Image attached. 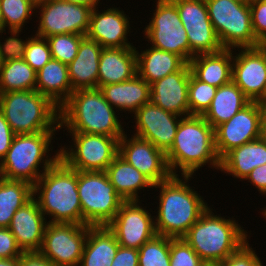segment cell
Returning <instances> with one entry per match:
<instances>
[{
  "instance_id": "c3c4849f",
  "label": "cell",
  "mask_w": 266,
  "mask_h": 266,
  "mask_svg": "<svg viewBox=\"0 0 266 266\" xmlns=\"http://www.w3.org/2000/svg\"><path fill=\"white\" fill-rule=\"evenodd\" d=\"M20 266H55L40 252H23L20 256Z\"/></svg>"
},
{
  "instance_id": "ac0fdd59",
  "label": "cell",
  "mask_w": 266,
  "mask_h": 266,
  "mask_svg": "<svg viewBox=\"0 0 266 266\" xmlns=\"http://www.w3.org/2000/svg\"><path fill=\"white\" fill-rule=\"evenodd\" d=\"M260 138V102H250L230 120L215 128V147L220 160L232 149Z\"/></svg>"
},
{
  "instance_id": "7c38bea8",
  "label": "cell",
  "mask_w": 266,
  "mask_h": 266,
  "mask_svg": "<svg viewBox=\"0 0 266 266\" xmlns=\"http://www.w3.org/2000/svg\"><path fill=\"white\" fill-rule=\"evenodd\" d=\"M156 8L144 36L152 47L181 56L190 62V47L176 5L171 0H156Z\"/></svg>"
},
{
  "instance_id": "d590c367",
  "label": "cell",
  "mask_w": 266,
  "mask_h": 266,
  "mask_svg": "<svg viewBox=\"0 0 266 266\" xmlns=\"http://www.w3.org/2000/svg\"><path fill=\"white\" fill-rule=\"evenodd\" d=\"M138 251L139 266H170V237L156 234Z\"/></svg>"
},
{
  "instance_id": "f35d334b",
  "label": "cell",
  "mask_w": 266,
  "mask_h": 266,
  "mask_svg": "<svg viewBox=\"0 0 266 266\" xmlns=\"http://www.w3.org/2000/svg\"><path fill=\"white\" fill-rule=\"evenodd\" d=\"M24 60L37 72L52 59L46 38L36 35L28 37Z\"/></svg>"
},
{
  "instance_id": "5bb4252c",
  "label": "cell",
  "mask_w": 266,
  "mask_h": 266,
  "mask_svg": "<svg viewBox=\"0 0 266 266\" xmlns=\"http://www.w3.org/2000/svg\"><path fill=\"white\" fill-rule=\"evenodd\" d=\"M187 34L190 60L199 54L223 49L208 15L205 0H171Z\"/></svg>"
},
{
  "instance_id": "f1b7e54d",
  "label": "cell",
  "mask_w": 266,
  "mask_h": 266,
  "mask_svg": "<svg viewBox=\"0 0 266 266\" xmlns=\"http://www.w3.org/2000/svg\"><path fill=\"white\" fill-rule=\"evenodd\" d=\"M119 243L107 226H89L79 266H111Z\"/></svg>"
},
{
  "instance_id": "8992f818",
  "label": "cell",
  "mask_w": 266,
  "mask_h": 266,
  "mask_svg": "<svg viewBox=\"0 0 266 266\" xmlns=\"http://www.w3.org/2000/svg\"><path fill=\"white\" fill-rule=\"evenodd\" d=\"M0 111L15 135L60 129L59 107L36 90L0 93Z\"/></svg>"
},
{
  "instance_id": "f6af8a7d",
  "label": "cell",
  "mask_w": 266,
  "mask_h": 266,
  "mask_svg": "<svg viewBox=\"0 0 266 266\" xmlns=\"http://www.w3.org/2000/svg\"><path fill=\"white\" fill-rule=\"evenodd\" d=\"M139 251L134 248L118 247L111 266H139Z\"/></svg>"
},
{
  "instance_id": "9f6ffc18",
  "label": "cell",
  "mask_w": 266,
  "mask_h": 266,
  "mask_svg": "<svg viewBox=\"0 0 266 266\" xmlns=\"http://www.w3.org/2000/svg\"><path fill=\"white\" fill-rule=\"evenodd\" d=\"M261 46L265 49V51H266V42H264V43H261Z\"/></svg>"
},
{
  "instance_id": "83f0119b",
  "label": "cell",
  "mask_w": 266,
  "mask_h": 266,
  "mask_svg": "<svg viewBox=\"0 0 266 266\" xmlns=\"http://www.w3.org/2000/svg\"><path fill=\"white\" fill-rule=\"evenodd\" d=\"M35 90L60 108L73 92L67 64L55 59L46 63L36 72Z\"/></svg>"
},
{
  "instance_id": "d6a6232c",
  "label": "cell",
  "mask_w": 266,
  "mask_h": 266,
  "mask_svg": "<svg viewBox=\"0 0 266 266\" xmlns=\"http://www.w3.org/2000/svg\"><path fill=\"white\" fill-rule=\"evenodd\" d=\"M33 198V186L0 176V228H9L13 215Z\"/></svg>"
},
{
  "instance_id": "f546056e",
  "label": "cell",
  "mask_w": 266,
  "mask_h": 266,
  "mask_svg": "<svg viewBox=\"0 0 266 266\" xmlns=\"http://www.w3.org/2000/svg\"><path fill=\"white\" fill-rule=\"evenodd\" d=\"M116 193L124 200H140L138 192L154 184L139 170L117 155L105 171Z\"/></svg>"
},
{
  "instance_id": "484cf974",
  "label": "cell",
  "mask_w": 266,
  "mask_h": 266,
  "mask_svg": "<svg viewBox=\"0 0 266 266\" xmlns=\"http://www.w3.org/2000/svg\"><path fill=\"white\" fill-rule=\"evenodd\" d=\"M106 101L117 111L133 114L150 102V84L136 74L132 79L99 87Z\"/></svg>"
},
{
  "instance_id": "8fae6325",
  "label": "cell",
  "mask_w": 266,
  "mask_h": 266,
  "mask_svg": "<svg viewBox=\"0 0 266 266\" xmlns=\"http://www.w3.org/2000/svg\"><path fill=\"white\" fill-rule=\"evenodd\" d=\"M39 27L36 36L47 38L57 34H77L86 36L93 8L63 0H37Z\"/></svg>"
},
{
  "instance_id": "7402d4cb",
  "label": "cell",
  "mask_w": 266,
  "mask_h": 266,
  "mask_svg": "<svg viewBox=\"0 0 266 266\" xmlns=\"http://www.w3.org/2000/svg\"><path fill=\"white\" fill-rule=\"evenodd\" d=\"M47 220L34 197L13 215L10 231L22 252H39Z\"/></svg>"
},
{
  "instance_id": "ba28073f",
  "label": "cell",
  "mask_w": 266,
  "mask_h": 266,
  "mask_svg": "<svg viewBox=\"0 0 266 266\" xmlns=\"http://www.w3.org/2000/svg\"><path fill=\"white\" fill-rule=\"evenodd\" d=\"M77 188L82 225L107 226L124 201L116 193L105 171H78Z\"/></svg>"
},
{
  "instance_id": "5b68a950",
  "label": "cell",
  "mask_w": 266,
  "mask_h": 266,
  "mask_svg": "<svg viewBox=\"0 0 266 266\" xmlns=\"http://www.w3.org/2000/svg\"><path fill=\"white\" fill-rule=\"evenodd\" d=\"M212 210L209 207L182 238L204 262L219 263L248 241V232L234 218L225 219Z\"/></svg>"
},
{
  "instance_id": "d6986e66",
  "label": "cell",
  "mask_w": 266,
  "mask_h": 266,
  "mask_svg": "<svg viewBox=\"0 0 266 266\" xmlns=\"http://www.w3.org/2000/svg\"><path fill=\"white\" fill-rule=\"evenodd\" d=\"M134 115L136 119L134 136L150 141L166 153L174 143L179 119L183 117L165 111L151 101L142 105Z\"/></svg>"
},
{
  "instance_id": "11a10c76",
  "label": "cell",
  "mask_w": 266,
  "mask_h": 266,
  "mask_svg": "<svg viewBox=\"0 0 266 266\" xmlns=\"http://www.w3.org/2000/svg\"><path fill=\"white\" fill-rule=\"evenodd\" d=\"M256 1H259V0H243V2L247 3V4H251V3L256 2Z\"/></svg>"
},
{
  "instance_id": "7a4b0ae2",
  "label": "cell",
  "mask_w": 266,
  "mask_h": 266,
  "mask_svg": "<svg viewBox=\"0 0 266 266\" xmlns=\"http://www.w3.org/2000/svg\"><path fill=\"white\" fill-rule=\"evenodd\" d=\"M172 175L179 170L183 176H194L204 165L220 170V158L215 147V129L203 116L190 115L180 119L175 140L166 152Z\"/></svg>"
},
{
  "instance_id": "e575fe53",
  "label": "cell",
  "mask_w": 266,
  "mask_h": 266,
  "mask_svg": "<svg viewBox=\"0 0 266 266\" xmlns=\"http://www.w3.org/2000/svg\"><path fill=\"white\" fill-rule=\"evenodd\" d=\"M36 0H0V9L5 28L23 30V26L31 19L36 7Z\"/></svg>"
},
{
  "instance_id": "3957f363",
  "label": "cell",
  "mask_w": 266,
  "mask_h": 266,
  "mask_svg": "<svg viewBox=\"0 0 266 266\" xmlns=\"http://www.w3.org/2000/svg\"><path fill=\"white\" fill-rule=\"evenodd\" d=\"M77 184L78 171L59 158L33 185V197L44 216L51 217L49 223L82 225Z\"/></svg>"
},
{
  "instance_id": "816d5d0a",
  "label": "cell",
  "mask_w": 266,
  "mask_h": 266,
  "mask_svg": "<svg viewBox=\"0 0 266 266\" xmlns=\"http://www.w3.org/2000/svg\"><path fill=\"white\" fill-rule=\"evenodd\" d=\"M67 2L77 3V4H85L90 6L91 8H96L100 3V0H63Z\"/></svg>"
},
{
  "instance_id": "ffe728a7",
  "label": "cell",
  "mask_w": 266,
  "mask_h": 266,
  "mask_svg": "<svg viewBox=\"0 0 266 266\" xmlns=\"http://www.w3.org/2000/svg\"><path fill=\"white\" fill-rule=\"evenodd\" d=\"M191 69L186 63L179 71L168 74L150 85V101L165 111L181 117L190 116L188 86Z\"/></svg>"
},
{
  "instance_id": "74e56055",
  "label": "cell",
  "mask_w": 266,
  "mask_h": 266,
  "mask_svg": "<svg viewBox=\"0 0 266 266\" xmlns=\"http://www.w3.org/2000/svg\"><path fill=\"white\" fill-rule=\"evenodd\" d=\"M83 37L84 35L77 34H57L47 37L52 59L67 65L71 63L78 53Z\"/></svg>"
},
{
  "instance_id": "e0dca14e",
  "label": "cell",
  "mask_w": 266,
  "mask_h": 266,
  "mask_svg": "<svg viewBox=\"0 0 266 266\" xmlns=\"http://www.w3.org/2000/svg\"><path fill=\"white\" fill-rule=\"evenodd\" d=\"M118 155L145 175L154 185L172 176L166 153L150 141L134 135L128 138L124 134L119 139Z\"/></svg>"
},
{
  "instance_id": "ab89813d",
  "label": "cell",
  "mask_w": 266,
  "mask_h": 266,
  "mask_svg": "<svg viewBox=\"0 0 266 266\" xmlns=\"http://www.w3.org/2000/svg\"><path fill=\"white\" fill-rule=\"evenodd\" d=\"M203 263L183 238H170V266H202Z\"/></svg>"
},
{
  "instance_id": "4dcf8cb0",
  "label": "cell",
  "mask_w": 266,
  "mask_h": 266,
  "mask_svg": "<svg viewBox=\"0 0 266 266\" xmlns=\"http://www.w3.org/2000/svg\"><path fill=\"white\" fill-rule=\"evenodd\" d=\"M145 50L141 53L136 50L137 74L150 85L168 74L179 71L187 63L179 55L152 46Z\"/></svg>"
},
{
  "instance_id": "30bf717a",
  "label": "cell",
  "mask_w": 266,
  "mask_h": 266,
  "mask_svg": "<svg viewBox=\"0 0 266 266\" xmlns=\"http://www.w3.org/2000/svg\"><path fill=\"white\" fill-rule=\"evenodd\" d=\"M68 133L72 136L74 146L68 148L61 145L60 158L76 171H106L118 155L119 140L115 137L80 132Z\"/></svg>"
},
{
  "instance_id": "8d00e7d4",
  "label": "cell",
  "mask_w": 266,
  "mask_h": 266,
  "mask_svg": "<svg viewBox=\"0 0 266 266\" xmlns=\"http://www.w3.org/2000/svg\"><path fill=\"white\" fill-rule=\"evenodd\" d=\"M217 87L198 80L190 74L188 86V103L190 115L202 116L209 108Z\"/></svg>"
},
{
  "instance_id": "4316f807",
  "label": "cell",
  "mask_w": 266,
  "mask_h": 266,
  "mask_svg": "<svg viewBox=\"0 0 266 266\" xmlns=\"http://www.w3.org/2000/svg\"><path fill=\"white\" fill-rule=\"evenodd\" d=\"M266 164V141L258 138L229 151L220 162V171L245 180L250 172Z\"/></svg>"
},
{
  "instance_id": "db71d44e",
  "label": "cell",
  "mask_w": 266,
  "mask_h": 266,
  "mask_svg": "<svg viewBox=\"0 0 266 266\" xmlns=\"http://www.w3.org/2000/svg\"><path fill=\"white\" fill-rule=\"evenodd\" d=\"M202 266H218V263H207V262H204L202 264Z\"/></svg>"
},
{
  "instance_id": "ee69618b",
  "label": "cell",
  "mask_w": 266,
  "mask_h": 266,
  "mask_svg": "<svg viewBox=\"0 0 266 266\" xmlns=\"http://www.w3.org/2000/svg\"><path fill=\"white\" fill-rule=\"evenodd\" d=\"M9 228H0V258H16L22 255Z\"/></svg>"
},
{
  "instance_id": "277c9868",
  "label": "cell",
  "mask_w": 266,
  "mask_h": 266,
  "mask_svg": "<svg viewBox=\"0 0 266 266\" xmlns=\"http://www.w3.org/2000/svg\"><path fill=\"white\" fill-rule=\"evenodd\" d=\"M114 109L99 88L75 90L59 108L60 129L66 127L67 132L105 135L119 140L126 132Z\"/></svg>"
},
{
  "instance_id": "cb8c5ba5",
  "label": "cell",
  "mask_w": 266,
  "mask_h": 266,
  "mask_svg": "<svg viewBox=\"0 0 266 266\" xmlns=\"http://www.w3.org/2000/svg\"><path fill=\"white\" fill-rule=\"evenodd\" d=\"M103 47L84 36L76 57L67 65L72 90L97 88L99 57Z\"/></svg>"
},
{
  "instance_id": "6da1fadb",
  "label": "cell",
  "mask_w": 266,
  "mask_h": 266,
  "mask_svg": "<svg viewBox=\"0 0 266 266\" xmlns=\"http://www.w3.org/2000/svg\"><path fill=\"white\" fill-rule=\"evenodd\" d=\"M191 178L172 175L168 180L154 185L160 188L158 213L154 216L157 235L182 238L209 208L203 197L187 183Z\"/></svg>"
},
{
  "instance_id": "603a6c76",
  "label": "cell",
  "mask_w": 266,
  "mask_h": 266,
  "mask_svg": "<svg viewBox=\"0 0 266 266\" xmlns=\"http://www.w3.org/2000/svg\"><path fill=\"white\" fill-rule=\"evenodd\" d=\"M136 74V47L102 49L99 57L97 88L128 81Z\"/></svg>"
},
{
  "instance_id": "6f0895ef",
  "label": "cell",
  "mask_w": 266,
  "mask_h": 266,
  "mask_svg": "<svg viewBox=\"0 0 266 266\" xmlns=\"http://www.w3.org/2000/svg\"><path fill=\"white\" fill-rule=\"evenodd\" d=\"M262 215H263V217L266 218V209H265V208H264V210H263V212H262Z\"/></svg>"
},
{
  "instance_id": "4fadbf2b",
  "label": "cell",
  "mask_w": 266,
  "mask_h": 266,
  "mask_svg": "<svg viewBox=\"0 0 266 266\" xmlns=\"http://www.w3.org/2000/svg\"><path fill=\"white\" fill-rule=\"evenodd\" d=\"M88 225L47 223L39 252L55 266H79Z\"/></svg>"
},
{
  "instance_id": "1f68e13d",
  "label": "cell",
  "mask_w": 266,
  "mask_h": 266,
  "mask_svg": "<svg viewBox=\"0 0 266 266\" xmlns=\"http://www.w3.org/2000/svg\"><path fill=\"white\" fill-rule=\"evenodd\" d=\"M250 102L242 90L230 81L217 88L208 110L202 116L215 129L221 123L230 120Z\"/></svg>"
},
{
  "instance_id": "f907efd6",
  "label": "cell",
  "mask_w": 266,
  "mask_h": 266,
  "mask_svg": "<svg viewBox=\"0 0 266 266\" xmlns=\"http://www.w3.org/2000/svg\"><path fill=\"white\" fill-rule=\"evenodd\" d=\"M0 266H20V257L0 258Z\"/></svg>"
},
{
  "instance_id": "b9f144b4",
  "label": "cell",
  "mask_w": 266,
  "mask_h": 266,
  "mask_svg": "<svg viewBox=\"0 0 266 266\" xmlns=\"http://www.w3.org/2000/svg\"><path fill=\"white\" fill-rule=\"evenodd\" d=\"M249 241L243 244L236 252L226 260L219 262L218 266H263L256 252L250 247Z\"/></svg>"
},
{
  "instance_id": "d4e9b609",
  "label": "cell",
  "mask_w": 266,
  "mask_h": 266,
  "mask_svg": "<svg viewBox=\"0 0 266 266\" xmlns=\"http://www.w3.org/2000/svg\"><path fill=\"white\" fill-rule=\"evenodd\" d=\"M233 49L199 54L190 62L191 73L200 81L220 87L232 81Z\"/></svg>"
},
{
  "instance_id": "2e32d148",
  "label": "cell",
  "mask_w": 266,
  "mask_h": 266,
  "mask_svg": "<svg viewBox=\"0 0 266 266\" xmlns=\"http://www.w3.org/2000/svg\"><path fill=\"white\" fill-rule=\"evenodd\" d=\"M233 56L232 81L251 102H266V51L258 47L240 48Z\"/></svg>"
},
{
  "instance_id": "681fc988",
  "label": "cell",
  "mask_w": 266,
  "mask_h": 266,
  "mask_svg": "<svg viewBox=\"0 0 266 266\" xmlns=\"http://www.w3.org/2000/svg\"><path fill=\"white\" fill-rule=\"evenodd\" d=\"M260 138L266 141V102H260Z\"/></svg>"
},
{
  "instance_id": "7dc6e473",
  "label": "cell",
  "mask_w": 266,
  "mask_h": 266,
  "mask_svg": "<svg viewBox=\"0 0 266 266\" xmlns=\"http://www.w3.org/2000/svg\"><path fill=\"white\" fill-rule=\"evenodd\" d=\"M245 180H248L262 195L266 196V164L253 169Z\"/></svg>"
},
{
  "instance_id": "60d3db41",
  "label": "cell",
  "mask_w": 266,
  "mask_h": 266,
  "mask_svg": "<svg viewBox=\"0 0 266 266\" xmlns=\"http://www.w3.org/2000/svg\"><path fill=\"white\" fill-rule=\"evenodd\" d=\"M22 30L11 29L10 37L5 38L4 42H0V59L1 62L15 59H24L25 49L28 40L26 41L19 38V33ZM1 33V32H0ZM1 41V39H0Z\"/></svg>"
},
{
  "instance_id": "f5cc1de1",
  "label": "cell",
  "mask_w": 266,
  "mask_h": 266,
  "mask_svg": "<svg viewBox=\"0 0 266 266\" xmlns=\"http://www.w3.org/2000/svg\"><path fill=\"white\" fill-rule=\"evenodd\" d=\"M5 31H6V29L4 30V25H3V20H2V14H1V9H0V32L2 34Z\"/></svg>"
},
{
  "instance_id": "836d02e7",
  "label": "cell",
  "mask_w": 266,
  "mask_h": 266,
  "mask_svg": "<svg viewBox=\"0 0 266 266\" xmlns=\"http://www.w3.org/2000/svg\"><path fill=\"white\" fill-rule=\"evenodd\" d=\"M36 71L24 60L2 62L0 66V93L35 90Z\"/></svg>"
},
{
  "instance_id": "9c48e42d",
  "label": "cell",
  "mask_w": 266,
  "mask_h": 266,
  "mask_svg": "<svg viewBox=\"0 0 266 266\" xmlns=\"http://www.w3.org/2000/svg\"><path fill=\"white\" fill-rule=\"evenodd\" d=\"M210 21L223 48L258 47L250 6L237 0H205Z\"/></svg>"
},
{
  "instance_id": "52a82bcc",
  "label": "cell",
  "mask_w": 266,
  "mask_h": 266,
  "mask_svg": "<svg viewBox=\"0 0 266 266\" xmlns=\"http://www.w3.org/2000/svg\"><path fill=\"white\" fill-rule=\"evenodd\" d=\"M55 132L15 135L11 146L0 163V176L20 180L32 186L59 158L60 150L50 157L49 146ZM50 157V158H49ZM43 163L42 171L39 166ZM40 164V165H39ZM41 172V173H40Z\"/></svg>"
},
{
  "instance_id": "9a60e30c",
  "label": "cell",
  "mask_w": 266,
  "mask_h": 266,
  "mask_svg": "<svg viewBox=\"0 0 266 266\" xmlns=\"http://www.w3.org/2000/svg\"><path fill=\"white\" fill-rule=\"evenodd\" d=\"M107 227L115 234L120 246L139 249L156 235L154 216L140 206L139 200L123 201Z\"/></svg>"
},
{
  "instance_id": "7bdbcfd3",
  "label": "cell",
  "mask_w": 266,
  "mask_h": 266,
  "mask_svg": "<svg viewBox=\"0 0 266 266\" xmlns=\"http://www.w3.org/2000/svg\"><path fill=\"white\" fill-rule=\"evenodd\" d=\"M252 30L260 43L266 42V0L249 4Z\"/></svg>"
},
{
  "instance_id": "bcb514c9",
  "label": "cell",
  "mask_w": 266,
  "mask_h": 266,
  "mask_svg": "<svg viewBox=\"0 0 266 266\" xmlns=\"http://www.w3.org/2000/svg\"><path fill=\"white\" fill-rule=\"evenodd\" d=\"M14 136L4 114L0 111V163L5 158Z\"/></svg>"
},
{
  "instance_id": "44dd1931",
  "label": "cell",
  "mask_w": 266,
  "mask_h": 266,
  "mask_svg": "<svg viewBox=\"0 0 266 266\" xmlns=\"http://www.w3.org/2000/svg\"><path fill=\"white\" fill-rule=\"evenodd\" d=\"M129 24V18L123 10L110 7L100 13L98 7L93 8L86 36L103 48L134 47L127 38L131 28Z\"/></svg>"
}]
</instances>
